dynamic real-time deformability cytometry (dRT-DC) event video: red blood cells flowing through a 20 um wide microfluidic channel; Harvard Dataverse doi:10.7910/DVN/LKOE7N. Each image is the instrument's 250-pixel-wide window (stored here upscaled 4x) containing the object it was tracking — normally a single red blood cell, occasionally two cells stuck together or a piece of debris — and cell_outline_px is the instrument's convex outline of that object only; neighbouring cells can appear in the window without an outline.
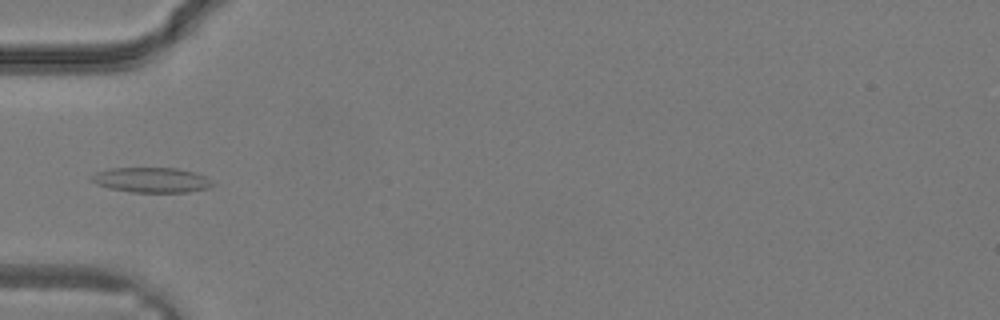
{"species": "common noctule bat (a hibernating species)", "species_latin": "Nyctalus noctula", "temperature_condition": "warm", "stored_images_in_passage": 34, "camera_frame_rate_fps": 3000, "um_per_image_px": 0.085, "animal": {"sex": "male", "body_mass_g": 19.2, "forearm_length_mm": 51.8}, "frame": {"image": 1, "passage_image": 12, "time_ms": 3.667, "image_size_px": [1000, 320], "cell_outline_px": [[216, 184], [208, 188], [188, 192], [132, 192], [108, 188], [96, 184], [88, 176], [96, 172], [112, 168], [176, 168], [196, 172], [204, 176]], "centroid_in_image_um": [12.87, 15.3], "position_along_channel_um": 72.1, "area_um2": 17.74}}
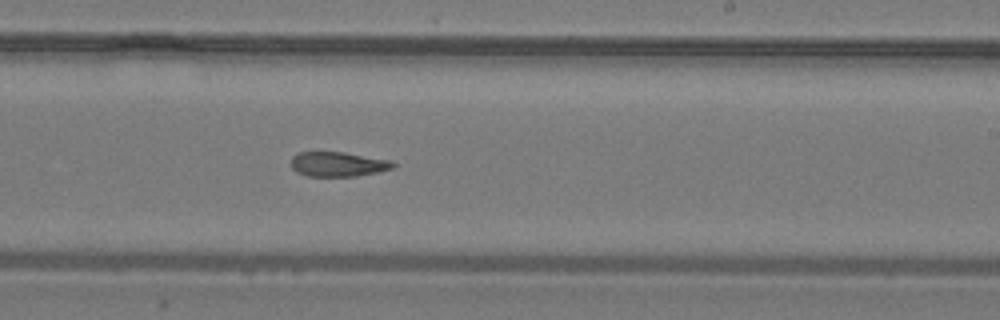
{"frame": {"image": 2, "passage_image": 21, "time_ms": 6.667, "image_size_px": [1000, 320], "cell_outline_px": [[396, 168], [356, 176], [308, 176], [296, 172], [292, 168], [292, 156], [300, 152], [344, 152], [392, 160], [396, 164]], "centroid_in_image_um": [28.77, 13.95], "position_along_channel_um": 260.2, "area_um2": 14.74}}
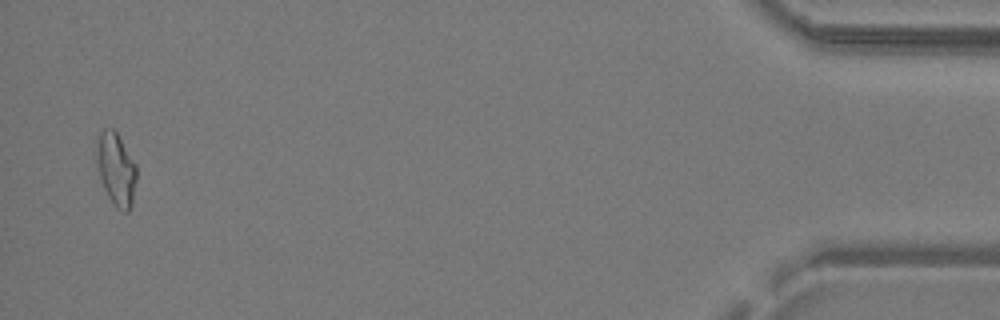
{"frame": {"image": 3, "passage_image": 33, "time_ms": 10.667, "image_size_px": [1000, 320], "cell_outline_px": [[136, 180], [132, 204], [128, 212], [124, 212], [116, 208], [108, 196], [104, 188], [100, 176], [96, 160], [96, 136], [104, 128], [112, 128], [116, 132], [136, 164]], "centroid_in_image_um": [9.85, 14.36], "position_along_channel_um": 425.3, "area_um2": 16.99}}